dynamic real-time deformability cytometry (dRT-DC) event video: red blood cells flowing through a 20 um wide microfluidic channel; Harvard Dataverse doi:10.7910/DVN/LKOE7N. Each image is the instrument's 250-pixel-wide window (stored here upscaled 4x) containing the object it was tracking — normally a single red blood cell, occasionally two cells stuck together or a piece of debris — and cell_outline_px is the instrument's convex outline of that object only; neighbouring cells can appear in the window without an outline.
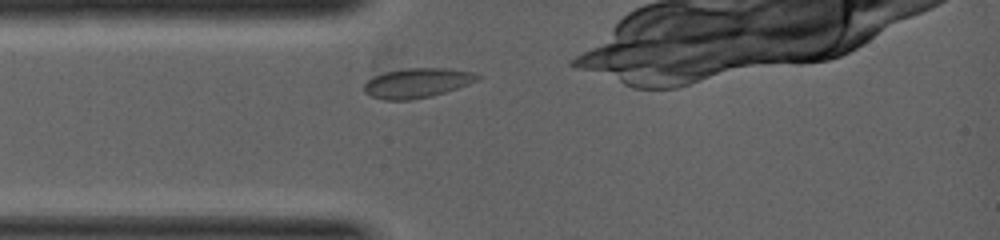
{"species": "common noctule bat (a hibernating species)", "species_latin": "Nyctalus noctula", "temperature_condition": "warm", "stored_images_in_passage": 2, "camera_frame_rate_fps": 5000, "um_per_image_px": 0.085, "animal": {"sex": "female", "body_mass_g": 19.0, "forearm_length_mm": 53.3}, "frame": {"image": 1, "passage_image": 1, "time_ms": 0.0, "image_size_px": [1000, 240], "cell_outline_px": [[484, 76], [480, 80], [432, 96], [412, 100], [384, 100], [372, 96], [364, 92], [364, 84], [372, 76], [384, 72], [404, 68], [444, 68], [472, 72]], "centroid_in_image_um": [35.45, 7.05], "position_along_channel_um": 49.5, "area_um2": 19.71}}